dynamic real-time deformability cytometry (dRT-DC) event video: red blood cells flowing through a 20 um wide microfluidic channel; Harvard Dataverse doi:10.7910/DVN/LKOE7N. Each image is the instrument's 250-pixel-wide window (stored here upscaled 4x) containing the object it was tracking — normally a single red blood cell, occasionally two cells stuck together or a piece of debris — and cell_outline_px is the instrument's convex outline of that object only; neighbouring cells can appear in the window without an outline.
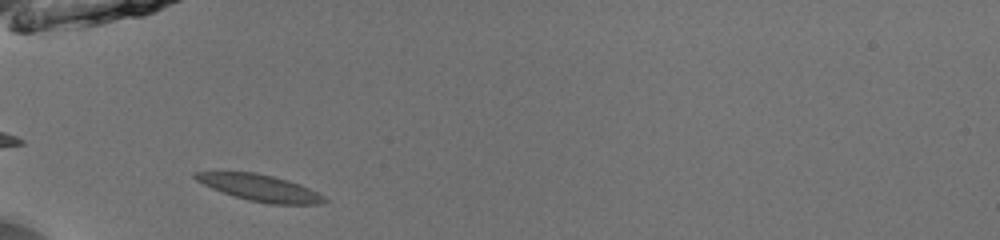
{"species": "common noctule bat (a hibernating species)", "species_latin": "Nyctalus noctula", "temperature_condition": "room temperature", "stored_images_in_passage": 34, "camera_frame_rate_fps": 3000, "um_per_image_px": 0.085, "animal": {"sex": "male", "body_mass_g": 13.0, "forearm_length_mm": 53.1}, "frame": {"image": 1, "passage_image": 2, "time_ms": 0.333, "image_size_px": [1000, 240], "cell_outline_px": [[328, 200], [320, 204], [268, 204], [248, 200], [212, 188], [196, 180], [192, 176], [192, 172], [256, 172], [288, 180], [300, 184], [324, 196]], "centroid_in_image_um": [22.1, 15.96], "position_along_channel_um": 62.9, "area_um2": 19.71}}
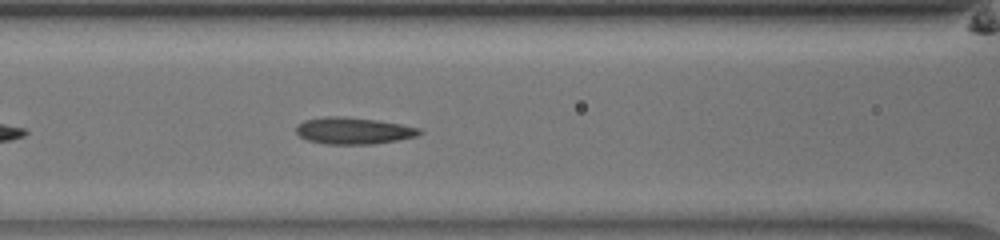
{"frame": {"image": 2, "passage_image": 8, "time_ms": 2.333, "image_size_px": [1000, 240], "cell_outline_px": [[424, 132], [416, 136], [396, 140], [372, 144], [328, 144], [308, 140], [300, 136], [296, 132], [296, 124], [304, 120], [324, 116], [344, 116], [376, 120], [400, 124], [420, 128]], "centroid_in_image_um": [30.02, 11.1], "position_along_channel_um": 136.6, "area_um2": 19.19}}
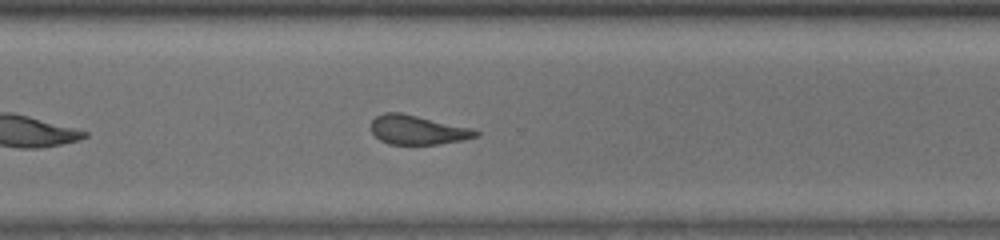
{"frame": {"image": 3, "passage_image": 23, "time_ms": 7.333, "image_size_px": [1000, 240], "cell_outline_px": [[480, 132], [476, 136], [460, 140], [440, 144], [388, 144], [380, 140], [372, 132], [372, 120], [376, 116], [384, 112], [400, 112], [472, 128]], "centroid_in_image_um": [35.47, 11.03], "position_along_channel_um": 335.1, "area_um2": 17.63}, "authors_computed_cell_mechanics": {"area_um2": 18.8139, "velocity_mm_per_s": 3.9768, "shape_relaxation_time_tau1_ms": 11.2739, "shape_relaxation_time_tau2_ms": 2.2511, "deformation_change_tau1": 0.2476, "deformation_change_tau2": 0.1128}}